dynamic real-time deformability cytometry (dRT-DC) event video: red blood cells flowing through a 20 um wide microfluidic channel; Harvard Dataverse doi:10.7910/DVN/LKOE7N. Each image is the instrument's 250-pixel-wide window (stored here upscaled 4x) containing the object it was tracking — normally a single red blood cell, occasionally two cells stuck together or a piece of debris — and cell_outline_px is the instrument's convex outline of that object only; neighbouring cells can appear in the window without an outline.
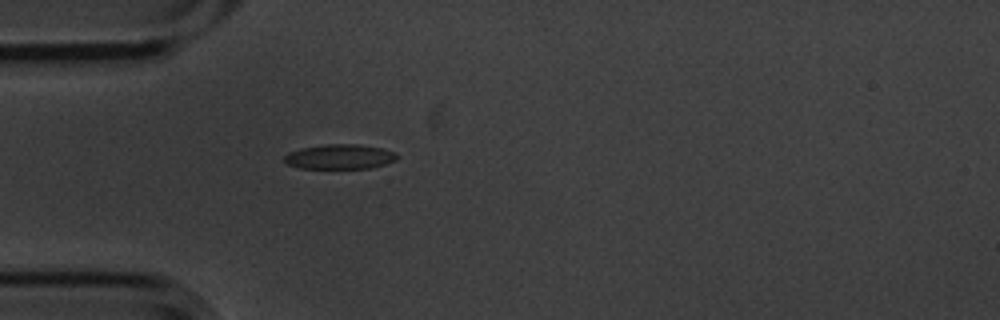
{"species": "common noctule bat (a hibernating species)", "species_latin": "Nyctalus noctula", "temperature_condition": "cold", "stored_images_in_passage": 4, "camera_frame_rate_fps": 3000, "um_per_image_px": 0.085, "animal": {"sex": "male", "body_mass_g": 20.1, "forearm_length_mm": 53.5}, "frame": {"image": 1, "passage_image": 4, "time_ms": 1.0, "image_size_px": [1000, 320], "cell_outline_px": [[400, 156], [396, 160], [372, 168], [300, 168], [284, 164], [284, 156], [288, 152], [300, 148], [328, 144], [356, 144], [380, 148], [396, 152]], "centroid_in_image_um": [28.86, 13.32], "position_along_channel_um": 56.1, "area_um2": 16.36}}